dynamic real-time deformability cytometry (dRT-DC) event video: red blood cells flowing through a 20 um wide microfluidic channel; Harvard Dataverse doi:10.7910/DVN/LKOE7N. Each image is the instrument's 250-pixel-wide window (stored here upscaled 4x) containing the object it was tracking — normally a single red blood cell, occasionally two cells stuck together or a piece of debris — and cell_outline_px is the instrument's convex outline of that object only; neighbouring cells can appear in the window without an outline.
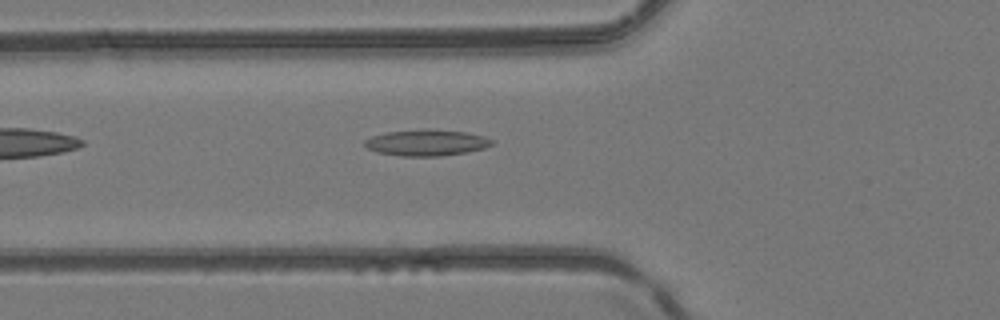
{"species": "common noctule bat (a hibernating species)", "species_latin": "Nyctalus noctula", "temperature_condition": "room temperature", "stored_images_in_passage": 5, "camera_frame_rate_fps": 3000, "um_per_image_px": 0.085, "animal": {"sex": "female", "body_mass_g": 24.6, "forearm_length_mm": 56.2}, "frame": {"image": 1, "passage_image": 5, "time_ms": 6.333, "image_size_px": [1000, 320], "cell_outline_px": [[492, 144], [484, 148], [468, 152], [440, 156], [400, 156], [376, 152], [368, 148], [364, 144], [364, 140], [372, 136], [388, 132], [424, 128], [464, 132], [484, 136], [492, 140]], "centroid_in_image_um": [36.23, 12.13], "position_along_channel_um": 89.6, "area_um2": 19.42}}